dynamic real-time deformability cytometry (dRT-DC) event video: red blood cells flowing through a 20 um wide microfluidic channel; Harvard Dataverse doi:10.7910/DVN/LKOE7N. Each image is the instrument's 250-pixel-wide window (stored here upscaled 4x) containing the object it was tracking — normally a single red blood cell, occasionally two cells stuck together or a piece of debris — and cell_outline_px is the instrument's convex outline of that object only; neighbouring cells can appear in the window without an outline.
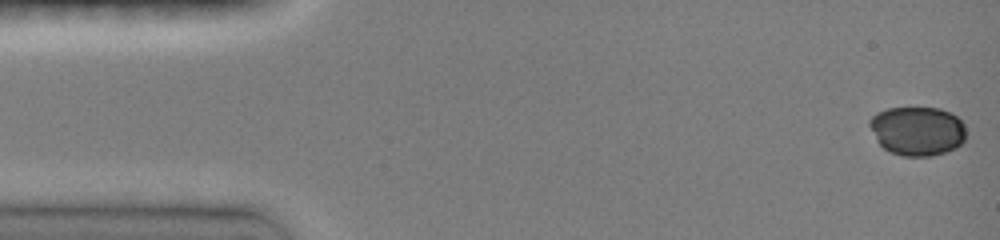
{"species": "common noctule bat (a hibernating species)", "species_latin": "Nyctalus noctula", "temperature_condition": "room temperature", "stored_images_in_passage": 20, "camera_frame_rate_fps": 3000, "um_per_image_px": 0.085, "animal": {"sex": "female", "body_mass_g": 19.0, "forearm_length_mm": 51.5}, "frame": {"image": 1, "passage_image": 1, "time_ms": 0.0, "image_size_px": [1000, 240], "cell_outline_px": [[964, 140], [956, 148], [932, 156], [904, 156], [892, 152], [884, 148], [876, 140], [868, 124], [868, 120], [876, 112], [888, 108], [940, 108], [952, 112], [964, 124]], "centroid_in_image_um": [77.96, 11.12], "position_along_channel_um": 7.0, "area_um2": 27.63}}
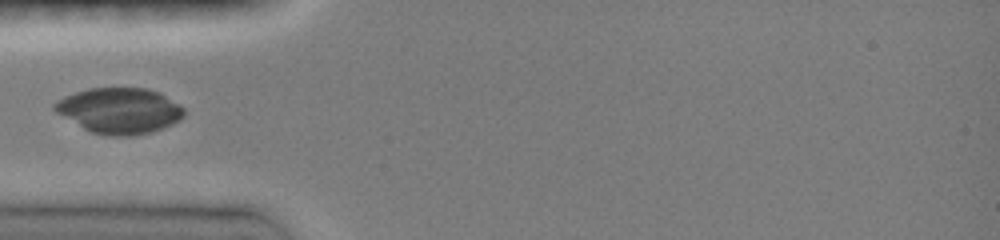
{"frame": {"image": 2, "passage_image": 12, "time_ms": 4.667, "image_size_px": [1000, 240], "cell_outline_px": [[184, 116], [180, 120], [164, 128], [152, 132], [132, 136], [108, 136], [92, 132], [84, 128], [56, 112], [52, 108], [52, 104], [56, 100], [64, 96], [88, 88], [148, 88], [160, 92], [180, 104], [184, 108]], "centroid_in_image_um": [10.18, 9.4], "position_along_channel_um": 74.8, "area_um2": 34.68}}
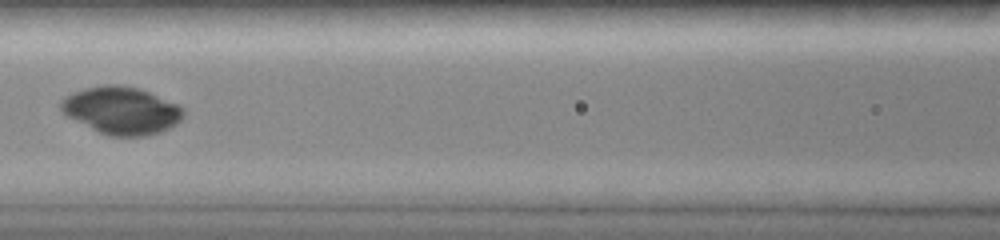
{"frame": {"image": 3, "passage_image": 17, "time_ms": 6.667, "image_size_px": [1000, 240], "cell_outline_px": [[184, 116], [176, 124], [160, 132], [148, 136], [108, 136], [68, 116], [60, 108], [60, 100], [64, 96], [72, 92], [84, 88], [104, 84], [120, 84], [140, 88], [180, 104], [184, 108]], "centroid_in_image_um": [10.36, 9.36], "position_along_channel_um": 156.2, "area_um2": 34.1}}